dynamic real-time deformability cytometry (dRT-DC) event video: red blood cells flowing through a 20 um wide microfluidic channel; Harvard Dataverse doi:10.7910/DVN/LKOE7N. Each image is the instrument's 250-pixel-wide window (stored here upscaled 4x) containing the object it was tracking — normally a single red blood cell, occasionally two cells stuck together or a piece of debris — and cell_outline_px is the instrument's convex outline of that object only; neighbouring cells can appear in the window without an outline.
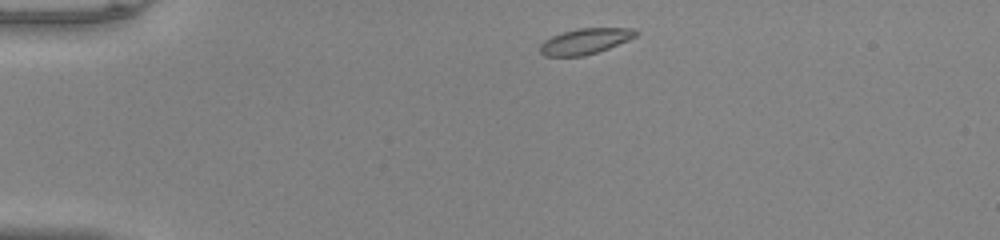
{"species": "common noctule bat (a hibernating species)", "species_latin": "Nyctalus noctula", "temperature_condition": "warm", "stored_images_in_passage": 41, "camera_frame_rate_fps": 3000, "um_per_image_px": 0.085, "animal": {"sex": "male", "body_mass_g": 20.0, "forearm_length_mm": 53.3}, "frame": {"image": 1, "passage_image": 1, "time_ms": 0.0, "image_size_px": [1000, 240], "cell_outline_px": [[640, 32], [636, 36], [628, 40], [608, 48], [584, 56], [544, 56], [540, 52], [540, 44], [544, 40], [552, 36], [576, 28], [632, 28]], "centroid_in_image_um": [49.73, 3.5], "position_along_channel_um": 35.3, "area_um2": 14.28}}
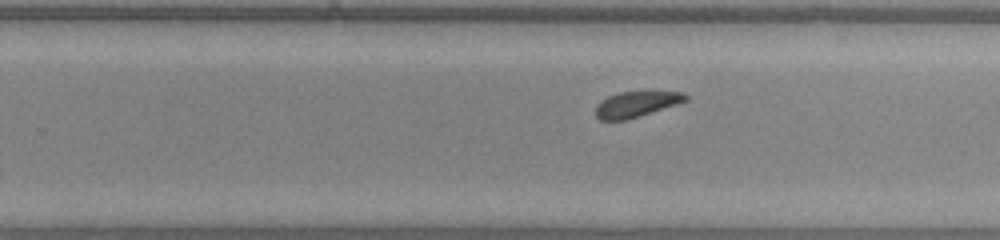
{"frame": {"image": 2, "passage_image": 23, "time_ms": 7.333, "image_size_px": [1000, 240], "cell_outline_px": [[688, 100], [628, 120], [600, 120], [596, 116], [596, 104], [600, 100], [608, 96], [620, 92], [684, 92], [688, 96]], "centroid_in_image_um": [54.05, 8.86], "position_along_channel_um": 275.7, "area_um2": 13.35}}
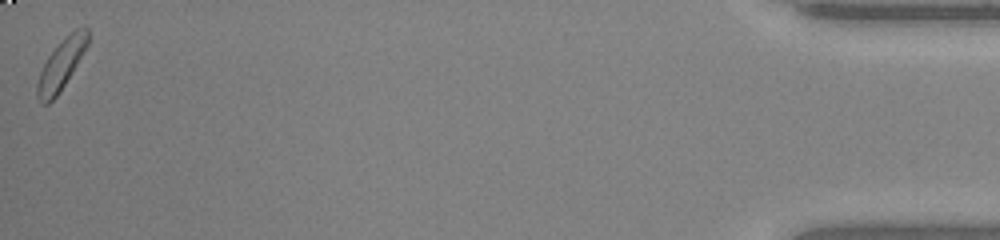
{"frame": {"image": 3, "passage_image": 41, "time_ms": 13.333, "image_size_px": [1000, 240], "cell_outline_px": [[88, 44], [84, 52], [64, 84], [56, 96], [48, 104], [40, 104], [36, 96], [36, 84], [40, 72], [48, 56], [76, 28], [84, 24], [88, 28]], "centroid_in_image_um": [5.19, 5.51], "position_along_channel_um": 430.0, "area_um2": 14.39}, "authors_computed_cell_mechanics": {"area_um2": 14.6234, "velocity_mm_per_s": 4.0396, "shape_relaxation_time_tau1_ms": 1.2438, "shape_relaxation_time_tau2_ms": 2.7753, "deformation_change_tau1": 0.0517, "deformation_change_tau2": 0.0517}}